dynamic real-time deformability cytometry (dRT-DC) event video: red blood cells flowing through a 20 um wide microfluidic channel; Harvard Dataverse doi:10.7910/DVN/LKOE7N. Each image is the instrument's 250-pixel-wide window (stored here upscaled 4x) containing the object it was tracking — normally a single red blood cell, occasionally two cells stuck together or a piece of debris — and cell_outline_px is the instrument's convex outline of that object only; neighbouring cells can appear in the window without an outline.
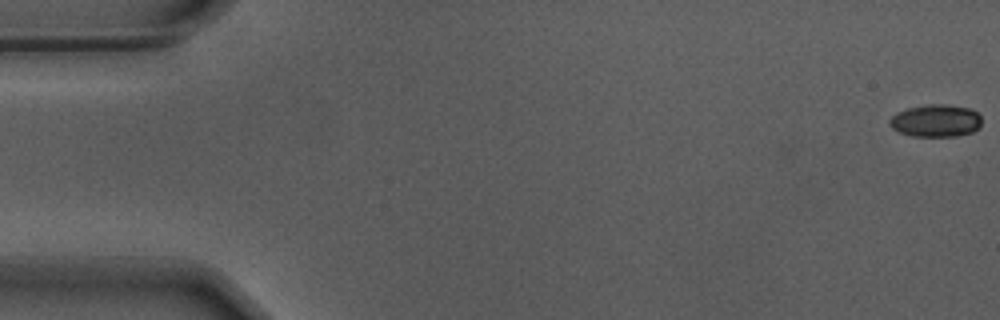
{"species": "Egyptian fruit bat (a non-hibernating species)", "species_latin": "Rousettus aegyptiacus", "temperature_condition": "warm", "stored_images_in_passage": 15, "camera_frame_rate_fps": 3000, "um_per_image_px": 0.085, "animal": {"sex": "male"}, "frame": {"image": 1, "passage_image": 1, "time_ms": 0.0, "image_size_px": [1000, 320], "cell_outline_px": [[980, 128], [972, 132], [956, 136], [912, 136], [900, 132], [892, 128], [888, 124], [888, 120], [896, 112], [908, 108], [928, 104], [948, 104], [972, 108], [980, 116]], "centroid_in_image_um": [79.54, 10.25], "position_along_channel_um": 5.5, "area_um2": 17.57}}